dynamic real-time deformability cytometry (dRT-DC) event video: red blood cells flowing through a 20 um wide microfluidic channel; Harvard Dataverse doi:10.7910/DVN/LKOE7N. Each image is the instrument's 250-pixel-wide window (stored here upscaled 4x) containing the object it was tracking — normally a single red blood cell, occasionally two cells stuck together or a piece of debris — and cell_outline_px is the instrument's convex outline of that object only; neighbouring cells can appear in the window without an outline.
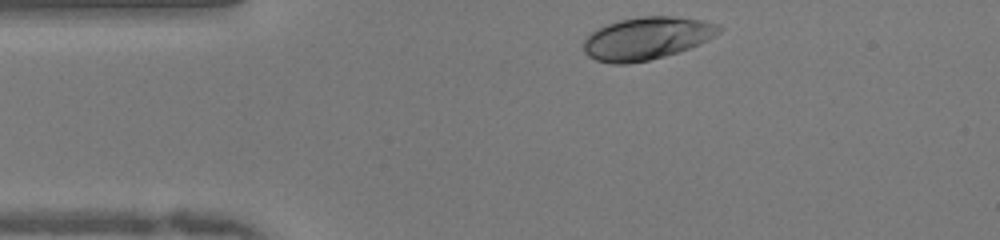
{"species": "human", "species_latin": "Homo sapiens", "temperature_condition": "warm", "stored_images_in_passage": 34, "camera_frame_rate_fps": 3000, "um_per_image_px": 0.085, "donor": {"sex": "female"}, "frame": {"image": 1, "passage_image": 1, "time_ms": 0.0, "image_size_px": [1000, 240], "cell_outline_px": [[724, 28], [720, 32], [708, 40], [700, 44], [664, 56], [648, 60], [628, 64], [612, 64], [596, 60], [588, 56], [584, 52], [584, 40], [596, 28], [620, 20], [640, 16], [672, 16], [704, 20], [720, 24]], "centroid_in_image_um": [54.99, 3.25], "position_along_channel_um": 30.0, "area_um2": 33.7}}
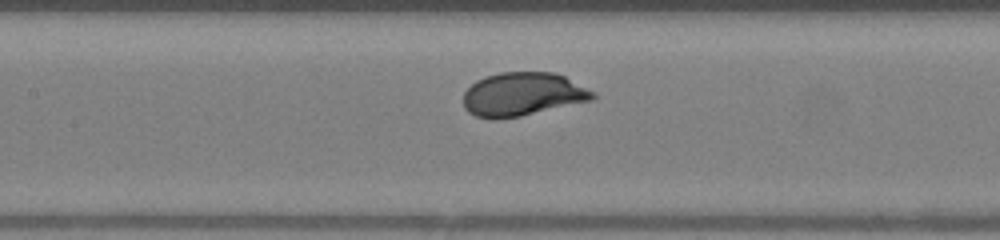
{"frame": {"image": 2, "passage_image": 14, "time_ms": 4.333, "image_size_px": [1000, 240], "cell_outline_px": [[596, 96], [592, 100], [520, 116], [496, 120], [492, 120], [476, 116], [468, 112], [464, 108], [464, 92], [476, 80], [484, 76], [500, 72], [552, 72], [564, 76], [596, 92]], "centroid_in_image_um": [44.41, 8.01], "position_along_channel_um": 163.0, "area_um2": 32.95}}
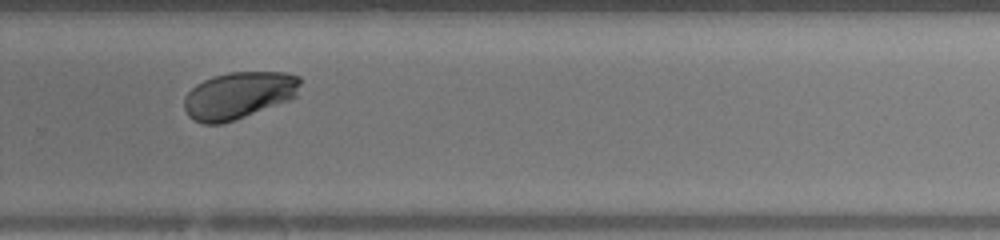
{"frame": {"image": 3, "passage_image": 25, "time_ms": 8.0, "image_size_px": [1000, 240], "cell_outline_px": [[300, 84], [296, 96], [288, 100], [244, 116], [220, 124], [204, 124], [192, 120], [188, 116], [184, 108], [184, 100], [188, 92], [196, 84], [212, 76], [228, 72], [284, 72], [300, 76]], "centroid_in_image_um": [20.26, 8.09], "position_along_channel_um": 309.5, "area_um2": 31.62}, "authors_computed_cell_mechanics": {"area_um2": 32.2524, "velocity_mm_per_s": 4.0053, "shape_relaxation_time_tau1_ms": 1.8004, "shape_relaxation_time_tau2_ms": null, "deformation_change_tau1": 0.1287, "deformation_change_tau2": null}}